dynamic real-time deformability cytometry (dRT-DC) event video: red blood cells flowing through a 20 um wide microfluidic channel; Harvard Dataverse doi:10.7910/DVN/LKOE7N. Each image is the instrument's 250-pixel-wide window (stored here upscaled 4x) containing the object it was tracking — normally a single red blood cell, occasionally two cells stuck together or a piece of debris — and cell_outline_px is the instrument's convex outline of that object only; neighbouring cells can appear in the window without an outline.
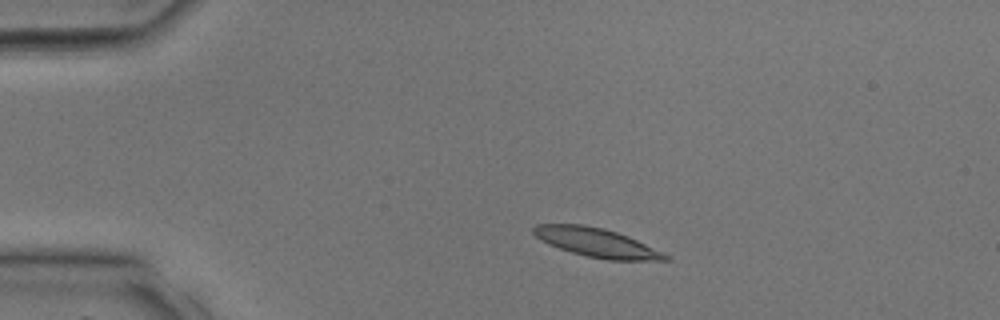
{"species": "common noctule bat (a hibernating species)", "species_latin": "Nyctalus noctula", "temperature_condition": "room temperature", "stored_images_in_passage": 32, "camera_frame_rate_fps": 3000, "um_per_image_px": 0.085, "animal": {"sex": "male", "body_mass_g": 17.9, "forearm_length_mm": 54.2}, "frame": {"image": 1, "passage_image": 4, "time_ms": 1.0, "image_size_px": [1000, 320], "cell_outline_px": [[672, 260], [608, 260], [588, 256], [572, 252], [548, 244], [536, 236], [532, 232], [532, 228], [536, 224], [584, 224], [604, 228], [628, 236], [672, 256]], "centroid_in_image_um": [50.74, 20.61], "position_along_channel_um": 34.3, "area_um2": 22.14}}
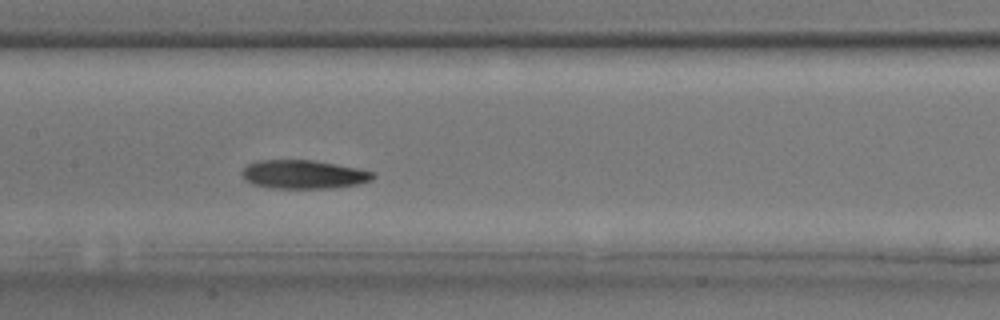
{"frame": {"image": 2, "passage_image": 14, "time_ms": 4.333, "image_size_px": [1000, 320], "cell_outline_px": [[376, 176], [372, 180], [360, 184], [332, 188], [272, 188], [252, 184], [244, 180], [240, 172], [248, 164], [256, 160], [312, 160], [336, 164], [376, 172]], "centroid_in_image_um": [25.8, 14.83], "position_along_channel_um": 181.6, "area_um2": 22.08}}
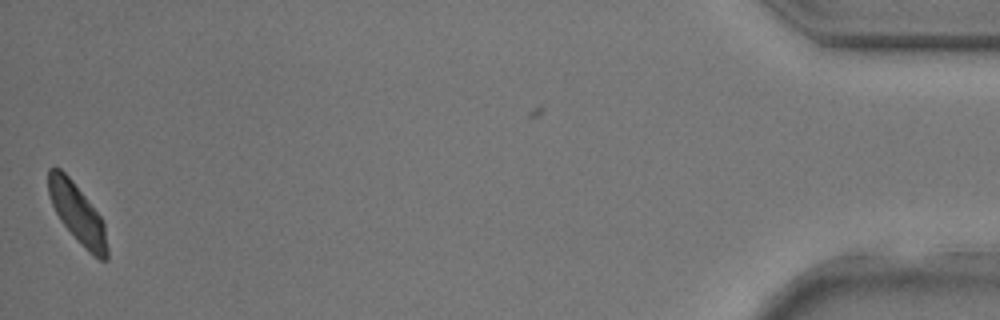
{"frame": {"image": 3, "passage_image": 31, "time_ms": 10.0, "image_size_px": [1000, 320], "cell_outline_px": [[108, 260], [100, 260], [88, 252], [84, 248], [60, 220], [52, 204], [48, 192], [48, 168], [60, 168], [72, 180], [104, 220], [108, 248]], "centroid_in_image_um": [6.61, 18.17], "position_along_channel_um": 428.6, "area_um2": 20.35}}